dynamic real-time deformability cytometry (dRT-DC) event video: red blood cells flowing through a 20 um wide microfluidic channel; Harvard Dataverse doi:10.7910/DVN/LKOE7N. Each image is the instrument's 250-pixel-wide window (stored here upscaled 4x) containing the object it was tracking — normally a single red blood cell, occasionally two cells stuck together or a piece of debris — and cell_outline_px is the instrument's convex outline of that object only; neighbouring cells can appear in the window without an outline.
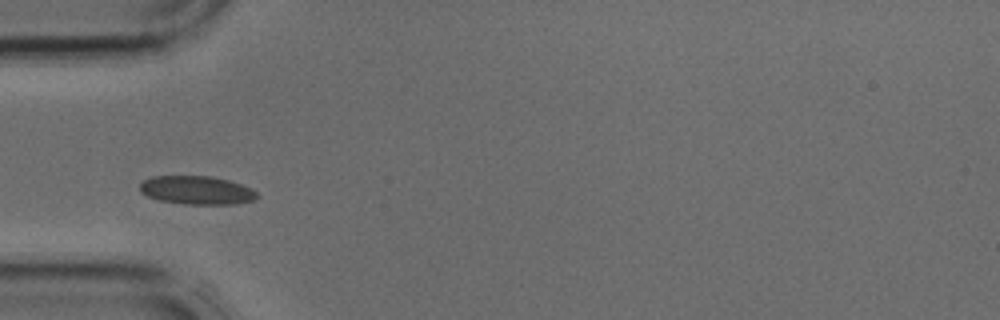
{"species": "common noctule bat (a hibernating species)", "species_latin": "Nyctalus noctula", "temperature_condition": "cold", "stored_images_in_passage": 2, "camera_frame_rate_fps": 3000, "um_per_image_px": 0.085, "animal": {"sex": "male", "body_mass_g": 17.9, "forearm_length_mm": 54.2}, "frame": {"image": 1, "passage_image": 1, "time_ms": 0.0, "image_size_px": [1000, 320], "cell_outline_px": [[260, 196], [256, 200], [236, 204], [184, 204], [160, 200], [148, 196], [140, 192], [140, 184], [144, 180], [152, 176], [208, 176], [228, 180], [240, 184], [256, 192]], "centroid_in_image_um": [16.73, 16.17], "position_along_channel_um": 68.3, "area_um2": 19.36}}